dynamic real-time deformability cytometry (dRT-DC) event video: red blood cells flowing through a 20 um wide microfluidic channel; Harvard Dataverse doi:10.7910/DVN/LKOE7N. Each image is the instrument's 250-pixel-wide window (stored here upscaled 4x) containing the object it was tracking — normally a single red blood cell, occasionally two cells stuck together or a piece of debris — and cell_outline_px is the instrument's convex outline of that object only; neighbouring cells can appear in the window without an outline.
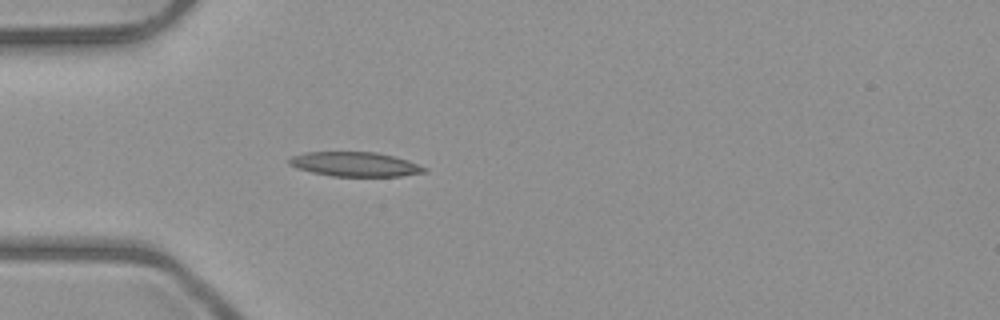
{"species": "common noctule bat (a hibernating species)", "species_latin": "Nyctalus noctula", "temperature_condition": "room temperature", "stored_images_in_passage": 5, "camera_frame_rate_fps": 3000, "um_per_image_px": 0.085, "animal": {"sex": "male", "body_mass_g": 23.1, "forearm_length_mm": 52.7}, "frame": {"image": 1, "passage_image": 5, "time_ms": 4.667, "image_size_px": [1000, 320], "cell_outline_px": [[428, 172], [400, 176], [332, 176], [312, 172], [288, 164], [288, 160], [292, 156], [304, 152], [376, 152], [408, 160], [428, 168]], "centroid_in_image_um": [30.21, 13.96], "position_along_channel_um": 54.8, "area_um2": 19.19}}